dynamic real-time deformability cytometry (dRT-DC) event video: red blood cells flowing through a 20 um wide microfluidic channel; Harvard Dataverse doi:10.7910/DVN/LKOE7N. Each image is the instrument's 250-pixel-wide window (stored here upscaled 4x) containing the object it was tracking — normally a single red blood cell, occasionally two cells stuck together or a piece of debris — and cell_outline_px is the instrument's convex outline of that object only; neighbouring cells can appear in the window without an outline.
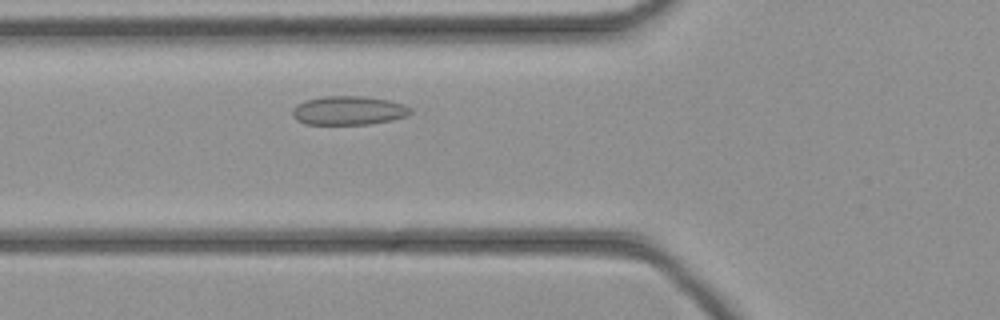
{"species": "common noctule bat (a hibernating species)", "species_latin": "Nyctalus noctula", "temperature_condition": "cold", "stored_images_in_passage": 37, "camera_frame_rate_fps": 3000, "um_per_image_px": 0.085, "animal": {"sex": "female", "body_mass_g": 21.9}, "frame": {"image": 1, "passage_image": 8, "time_ms": 2.333, "image_size_px": [1000, 320], "cell_outline_px": [[412, 112], [408, 116], [392, 120], [368, 124], [304, 124], [296, 120], [292, 116], [292, 108], [296, 104], [304, 100], [320, 96], [364, 96], [388, 100], [404, 104], [412, 108]], "centroid_in_image_um": [29.61, 9.39], "position_along_channel_um": 96.2, "area_um2": 20.17}}
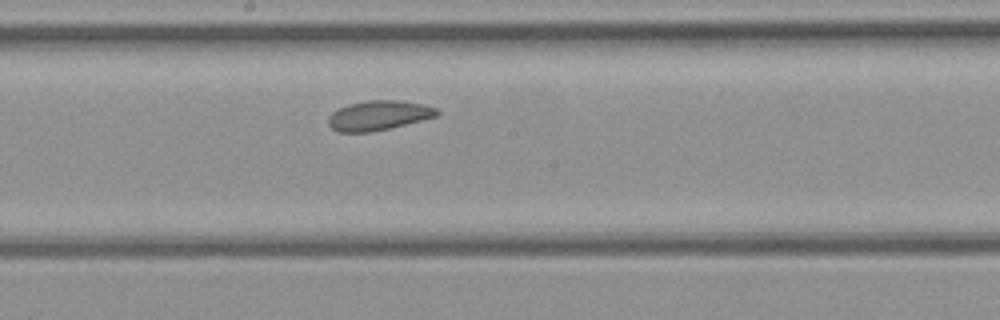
{"frame": {"image": 2, "passage_image": 16, "time_ms": 5.0, "image_size_px": [1000, 320], "cell_outline_px": [[440, 112], [436, 116], [372, 132], [336, 132], [328, 124], [328, 116], [332, 112], [348, 104], [368, 100], [392, 100], [424, 104], [436, 108]], "centroid_in_image_um": [32.13, 9.81], "position_along_channel_um": 216.1, "area_um2": 18.55}}
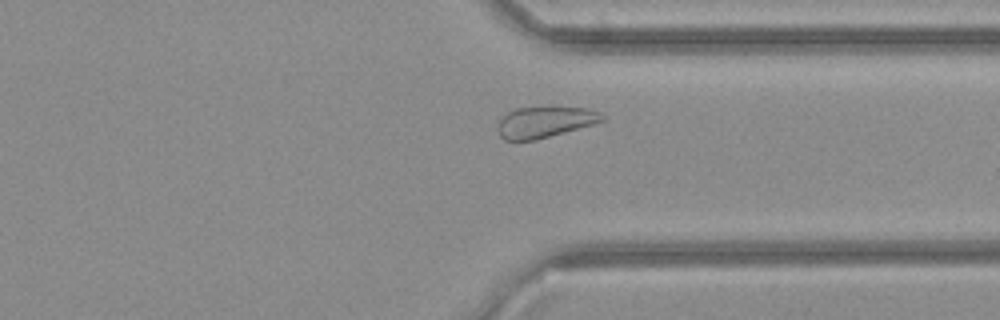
{"frame": {"image": 3, "passage_image": 26, "time_ms": 8.333, "image_size_px": [1000, 320], "cell_outline_px": [[608, 116], [604, 120], [592, 124], [536, 140], [504, 140], [500, 136], [496, 128], [500, 120], [508, 112], [516, 108], [588, 108], [600, 112]], "centroid_in_image_um": [46.31, 10.38], "position_along_channel_um": 365.1, "area_um2": 18.61}}